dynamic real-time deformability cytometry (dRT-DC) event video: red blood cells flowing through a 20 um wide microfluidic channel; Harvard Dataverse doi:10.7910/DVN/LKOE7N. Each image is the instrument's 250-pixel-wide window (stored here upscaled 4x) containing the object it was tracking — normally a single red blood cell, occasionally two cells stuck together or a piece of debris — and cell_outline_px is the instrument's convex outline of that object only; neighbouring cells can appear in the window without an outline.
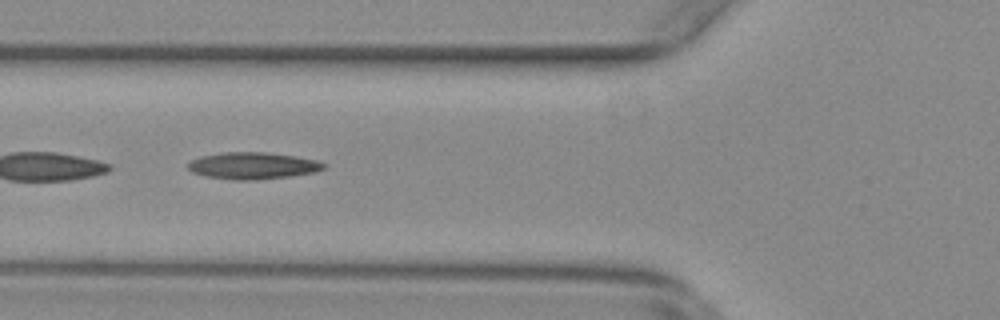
{"species": "common noctule bat (a hibernating species)", "species_latin": "Nyctalus noctula", "temperature_condition": "warm", "stored_images_in_passage": 7, "camera_frame_rate_fps": 3000, "um_per_image_px": 0.085, "animal": {"sex": "female", "body_mass_g": 29.2, "forearm_length_mm": 56.3}, "frame": {"image": 1, "passage_image": 5, "time_ms": 1.333, "image_size_px": [1000, 320], "cell_outline_px": [[324, 168], [316, 172], [288, 176], [256, 180], [236, 180], [204, 176], [192, 172], [188, 168], [188, 164], [192, 160], [200, 156], [224, 152], [264, 152], [296, 156], [316, 160], [324, 164]], "centroid_in_image_um": [21.46, 14.08], "position_along_channel_um": 104.3, "area_um2": 21.1}}